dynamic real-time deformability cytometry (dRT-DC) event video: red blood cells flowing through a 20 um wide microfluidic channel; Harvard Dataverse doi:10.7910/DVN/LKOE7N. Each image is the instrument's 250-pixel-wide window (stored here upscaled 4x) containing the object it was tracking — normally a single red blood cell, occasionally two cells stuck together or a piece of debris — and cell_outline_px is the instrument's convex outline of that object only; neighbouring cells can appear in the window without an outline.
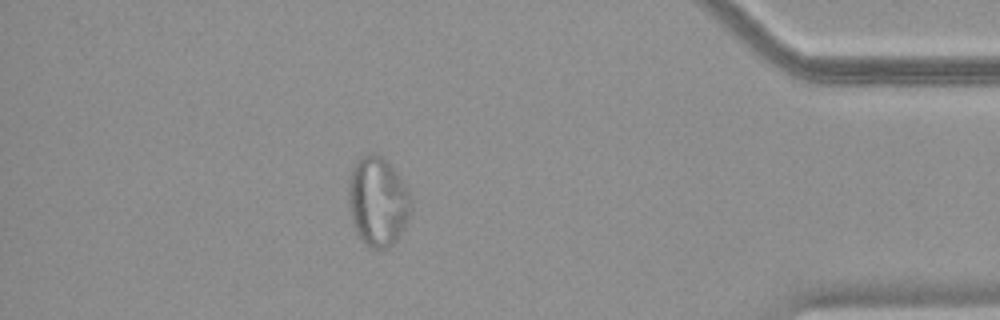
{"species": "common noctule bat (a hibernating species)", "species_latin": "Nyctalus noctula", "temperature_condition": "warm", "stored_images_in_passage": 51, "camera_frame_rate_fps": 3000, "um_per_image_px": 0.085, "animal": {"sex": "female", "body_mass_g": 18.4}, "frame": {"image": 1, "passage_image": 44, "time_ms": 14.333, "image_size_px": [1000, 320], "cell_outline_px": [[412, 208], [408, 220], [400, 236], [388, 248], [368, 248], [360, 240], [356, 232], [352, 220], [348, 204], [348, 180], [352, 168], [356, 160], [360, 156], [372, 152], [376, 152], [400, 176], [408, 188], [412, 196]], "centroid_in_image_um": [32.11, 17.13], "position_along_channel_um": 403.1, "area_um2": 33.18}}